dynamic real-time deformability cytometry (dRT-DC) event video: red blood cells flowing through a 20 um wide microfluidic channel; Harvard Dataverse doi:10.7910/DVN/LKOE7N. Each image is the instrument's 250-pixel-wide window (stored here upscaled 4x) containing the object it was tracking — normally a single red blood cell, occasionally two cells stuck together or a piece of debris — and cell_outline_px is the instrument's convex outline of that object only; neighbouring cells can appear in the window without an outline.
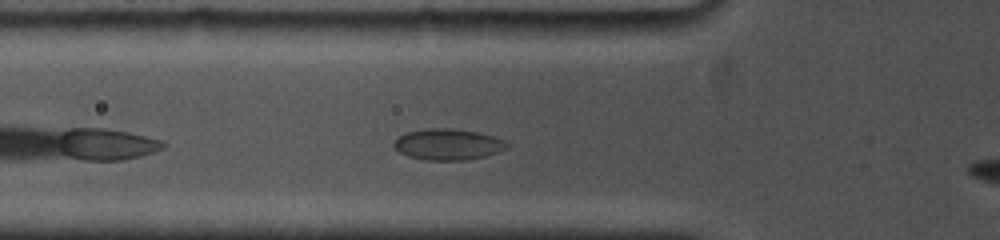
{"species": "common noctule bat (a hibernating species)", "species_latin": "Nyctalus noctula", "temperature_condition": "cold", "stored_images_in_passage": 48, "camera_frame_rate_fps": 5000, "um_per_image_px": 0.085, "animal": {"sex": "female", "body_mass_g": 19.0, "forearm_length_mm": 53.3}, "frame": {"image": 1, "passage_image": 9, "time_ms": 2.0, "image_size_px": [1000, 240], "cell_outline_px": [[508, 148], [484, 156], [468, 160], [424, 160], [408, 156], [400, 152], [392, 144], [404, 132], [424, 128], [448, 128], [476, 132], [492, 136], [504, 140], [508, 144]], "centroid_in_image_um": [38.05, 12.27], "position_along_channel_um": 87.8, "area_um2": 20.4}}
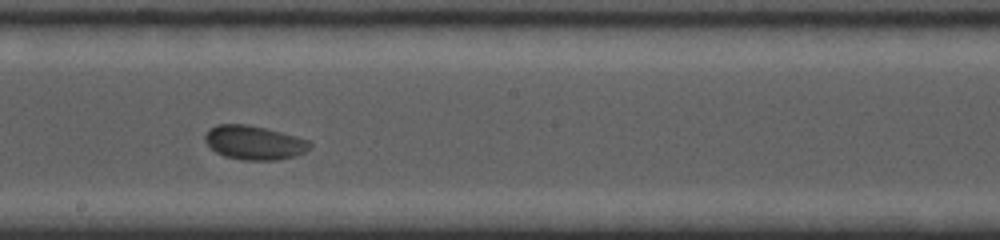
{"frame": {"image": 2, "passage_image": 25, "time_ms": 5.8, "image_size_px": [1000, 240], "cell_outline_px": [[312, 148], [296, 156], [276, 160], [240, 160], [224, 156], [216, 152], [204, 140], [204, 136], [208, 128], [216, 124], [248, 124], [296, 136], [308, 140], [312, 144]], "centroid_in_image_um": [21.59, 12.12], "position_along_channel_um": 226.6, "area_um2": 20.92}}
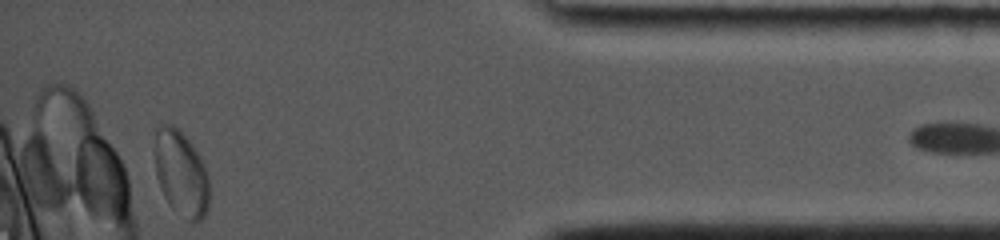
{"frame": {"image": 3, "passage_image": 47, "time_ms": 12.0, "image_size_px": [1000, 240], "cell_outline_px": [[208, 208], [204, 216], [196, 224], [192, 224], [172, 208], [164, 196], [160, 188], [156, 176], [156, 128], [164, 124], [172, 124], [188, 140], [200, 156], [208, 176]], "centroid_in_image_um": [15.4, 14.79], "position_along_channel_um": 419.8, "area_um2": 26.88}}